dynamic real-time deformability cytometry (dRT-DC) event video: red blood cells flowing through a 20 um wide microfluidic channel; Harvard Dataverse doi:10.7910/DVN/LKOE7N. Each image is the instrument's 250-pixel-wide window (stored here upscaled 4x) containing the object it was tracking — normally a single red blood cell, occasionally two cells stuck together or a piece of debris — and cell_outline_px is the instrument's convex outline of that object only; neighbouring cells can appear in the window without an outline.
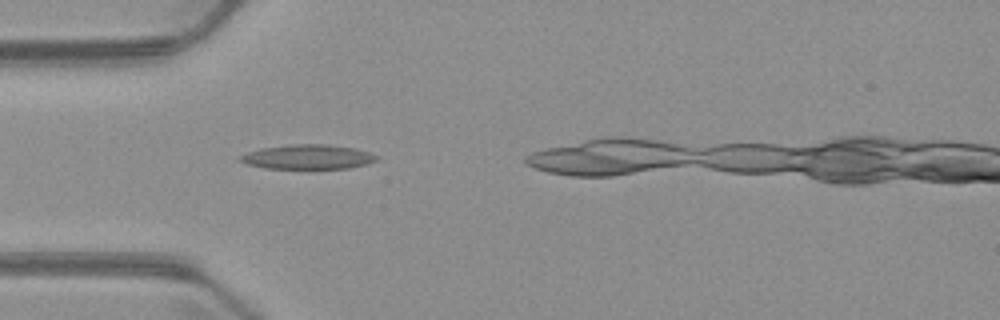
{"species": "common noctule bat (a hibernating species)", "species_latin": "Nyctalus noctula", "temperature_condition": "warm", "stored_images_in_passage": 3, "camera_frame_rate_fps": 3000, "um_per_image_px": 0.085, "animal": {"sex": "male", "body_mass_g": 23.1, "forearm_length_mm": 52.7}, "frame": {"image": 1, "passage_image": 2, "time_ms": 1.333, "image_size_px": [1000, 320], "cell_outline_px": [[380, 156], [376, 160], [364, 164], [348, 168], [264, 168], [248, 164], [240, 160], [240, 156], [248, 152], [260, 148], [288, 144], [328, 144], [352, 148], [368, 152]], "centroid_in_image_um": [26.15, 13.32], "position_along_channel_um": 58.8, "area_um2": 19.25}}